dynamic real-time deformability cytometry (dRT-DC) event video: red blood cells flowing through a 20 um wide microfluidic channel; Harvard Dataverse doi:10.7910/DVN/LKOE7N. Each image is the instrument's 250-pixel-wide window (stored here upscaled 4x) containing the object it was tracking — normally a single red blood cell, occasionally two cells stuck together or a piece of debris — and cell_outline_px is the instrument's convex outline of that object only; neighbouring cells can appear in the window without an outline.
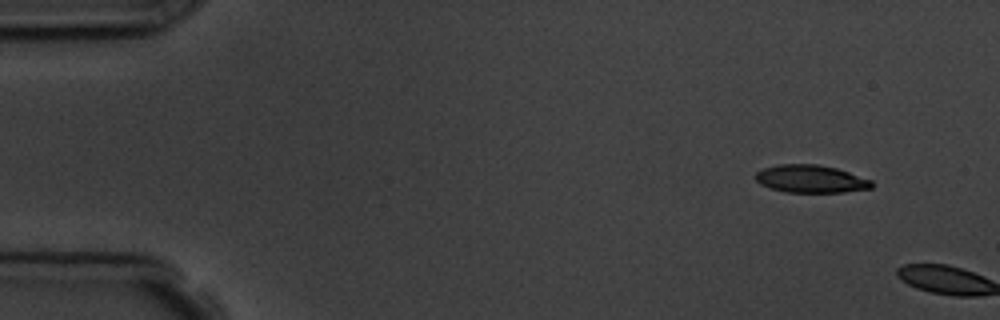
{"species": "common noctule bat (a hibernating species)", "species_latin": "Nyctalus noctula", "temperature_condition": "room temperature", "stored_images_in_passage": 2, "camera_frame_rate_fps": 3000, "um_per_image_px": 0.085, "animal": {"sex": "male", "body_mass_g": 19.5, "forearm_length_mm": 54.6}, "frame": {"image": 1, "passage_image": 1, "time_ms": 0.0, "image_size_px": [1000, 320], "cell_outline_px": [[872, 188], [844, 192], [784, 192], [760, 184], [756, 180], [756, 172], [764, 168], [776, 164], [816, 164], [836, 168], [872, 180]], "centroid_in_image_um": [68.91, 15.2], "position_along_channel_um": 16.1, "area_um2": 18.67}}